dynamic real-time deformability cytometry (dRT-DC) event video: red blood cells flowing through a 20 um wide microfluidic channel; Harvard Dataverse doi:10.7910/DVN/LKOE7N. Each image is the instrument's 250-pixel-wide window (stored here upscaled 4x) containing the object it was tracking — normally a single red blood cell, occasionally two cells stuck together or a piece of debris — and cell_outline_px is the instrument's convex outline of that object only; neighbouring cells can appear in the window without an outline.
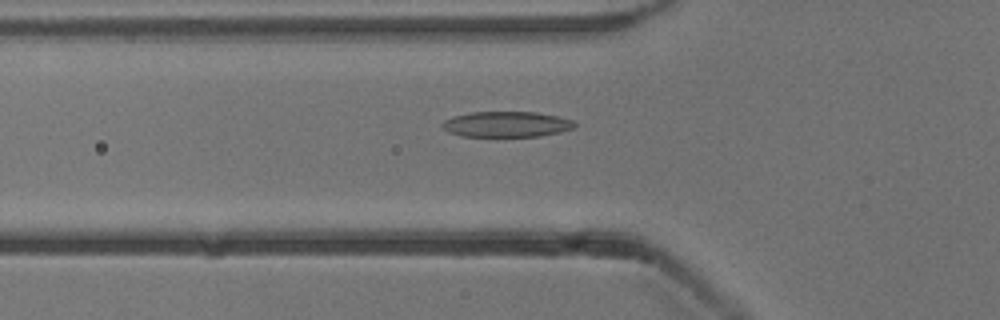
{"species": "common noctule bat (a hibernating species)", "species_latin": "Nyctalus noctula", "temperature_condition": "cold", "stored_images_in_passage": 54, "camera_frame_rate_fps": 3000, "um_per_image_px": 0.085, "animal": {"sex": "male", "body_mass_g": 13.3}, "frame": {"image": 1, "passage_image": 19, "time_ms": 6.0, "image_size_px": [1000, 320], "cell_outline_px": [[576, 128], [560, 132], [540, 136], [460, 136], [448, 132], [440, 124], [444, 120], [452, 116], [472, 112], [536, 112], [556, 116], [572, 120], [576, 124]], "centroid_in_image_um": [43.04, 10.56], "position_along_channel_um": 82.8, "area_um2": 19.77}}
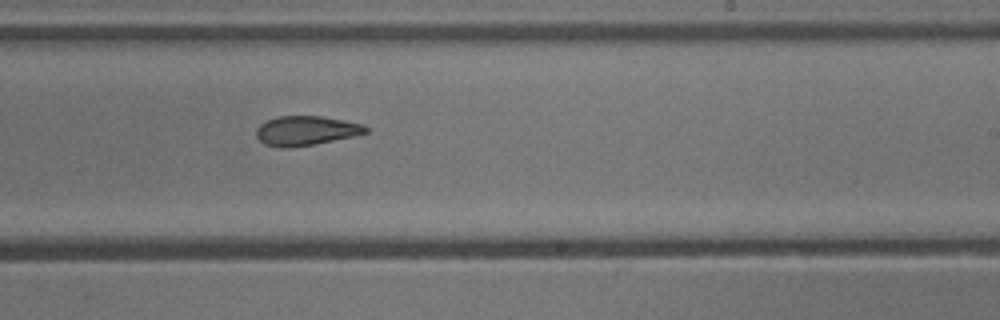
{"frame": {"image": 2, "passage_image": 33, "time_ms": 10.667, "image_size_px": [1000, 320], "cell_outline_px": [[368, 132], [352, 136], [312, 144], [284, 148], [264, 144], [256, 136], [256, 128], [260, 124], [276, 116], [324, 116], [364, 124], [368, 128]], "centroid_in_image_um": [25.99, 11.09], "position_along_channel_um": 263.0, "area_um2": 18.61}}
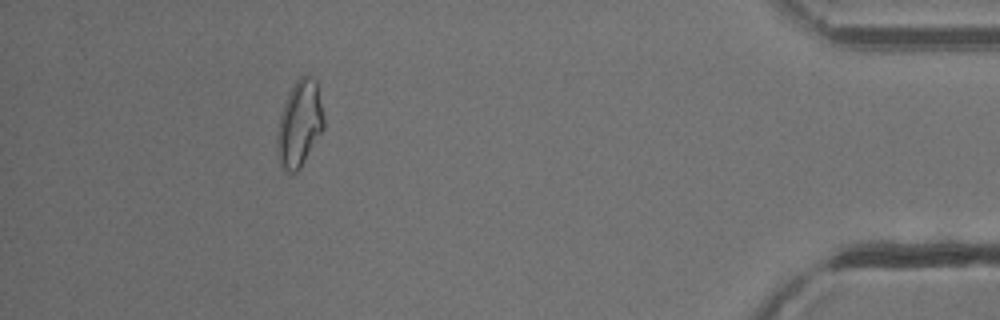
{"frame": {"image": 3, "passage_image": 49, "time_ms": 16.0, "image_size_px": [1000, 320], "cell_outline_px": [[324, 128], [300, 168], [296, 172], [288, 172], [280, 164], [276, 152], [276, 132], [280, 116], [288, 92], [292, 84], [300, 76], [308, 76], [316, 80], [324, 120]], "centroid_in_image_um": [25.43, 10.52], "position_along_channel_um": 409.8, "area_um2": 23.35}, "authors_computed_cell_mechanics": {"area_um2": 20.3456, "velocity_mm_per_s": 3.8382, "shape_relaxation_time_tau1_ms": 8.8927, "shape_relaxation_time_tau2_ms": 3.4941, "deformation_change_tau1": 0.2009, "deformation_change_tau2": 0.1103}}